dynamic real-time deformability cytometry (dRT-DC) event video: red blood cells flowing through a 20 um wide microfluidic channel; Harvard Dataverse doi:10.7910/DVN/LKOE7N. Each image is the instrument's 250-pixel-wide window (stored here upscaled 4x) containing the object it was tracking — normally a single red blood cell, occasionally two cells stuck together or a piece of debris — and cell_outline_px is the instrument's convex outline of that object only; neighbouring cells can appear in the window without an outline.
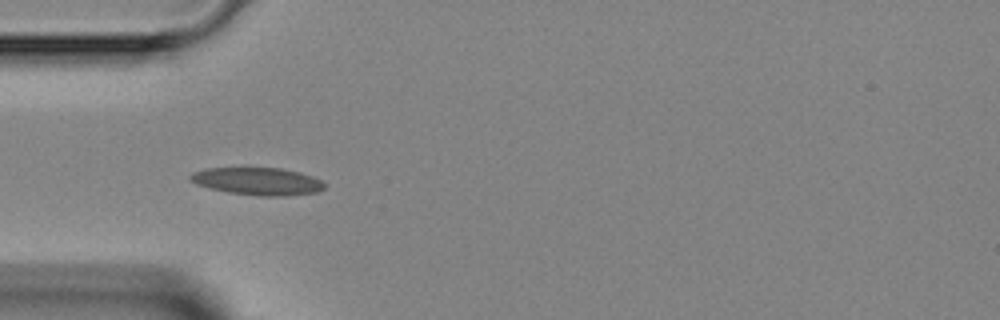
{"species": "Egyptian fruit bat (a non-hibernating species)", "species_latin": "Rousettus aegyptiacus", "temperature_condition": "room temperature", "stored_images_in_passage": 4, "camera_frame_rate_fps": 3000, "um_per_image_px": 0.085, "animal": {"sex": "female"}, "frame": {"image": 1, "passage_image": 4, "time_ms": 3.667, "image_size_px": [1000, 320], "cell_outline_px": [[328, 184], [324, 188], [316, 192], [284, 196], [260, 196], [228, 192], [208, 188], [196, 184], [188, 180], [188, 176], [192, 172], [204, 168], [280, 168], [300, 172], [312, 176]], "centroid_in_image_um": [21.87, 15.4], "position_along_channel_um": 63.1, "area_um2": 21.68}}